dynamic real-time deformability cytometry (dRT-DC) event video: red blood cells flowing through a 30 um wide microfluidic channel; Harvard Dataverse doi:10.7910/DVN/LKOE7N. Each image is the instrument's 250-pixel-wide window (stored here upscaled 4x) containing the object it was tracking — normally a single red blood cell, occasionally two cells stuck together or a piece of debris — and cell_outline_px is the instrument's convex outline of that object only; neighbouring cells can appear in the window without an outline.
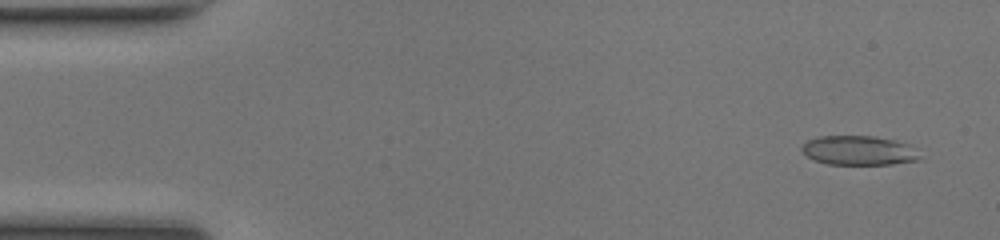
{"species": "common noctule bat (a hibernating species)", "species_latin": "Nyctalus noctula", "temperature_condition": "room temperature", "stored_images_in_passage": 49, "camera_frame_rate_fps": 3000, "um_per_image_px": 0.085, "animal": {"sex": "female", "body_mass_g": 17.0, "forearm_length_mm": 48.0}, "frame": {"image": 1, "passage_image": 3, "time_ms": 0.667, "image_size_px": [1000, 240], "cell_outline_px": [[924, 160], [892, 164], [828, 164], [816, 160], [808, 156], [800, 148], [808, 140], [820, 136], [872, 136], [892, 140], [908, 144]], "centroid_in_image_um": [73.02, 12.79], "position_along_channel_um": 12.0, "area_um2": 19.94}}
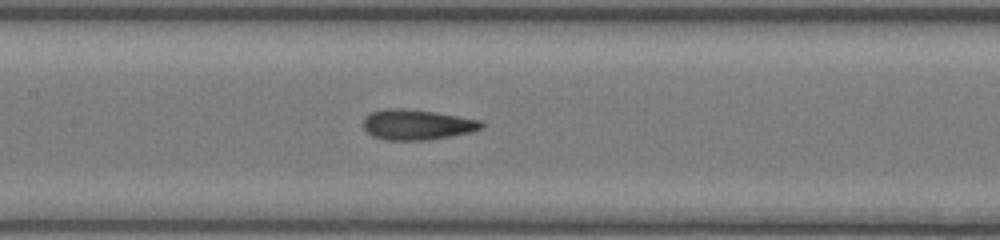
{"frame": {"image": 2, "passage_image": 23, "time_ms": 7.333, "image_size_px": [1000, 240], "cell_outline_px": [[484, 128], [472, 132], [428, 140], [384, 140], [372, 136], [364, 128], [364, 116], [372, 112], [384, 108], [400, 108], [432, 112], [480, 120], [484, 124]], "centroid_in_image_um": [35.43, 10.6], "position_along_channel_um": 172.0, "area_um2": 20.81}}
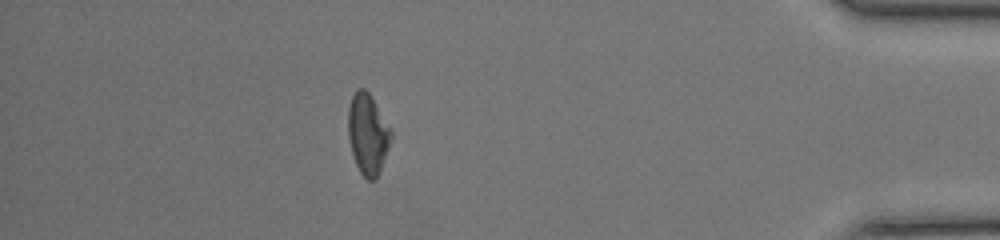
{"frame": {"image": 3, "passage_image": 43, "time_ms": 14.0, "image_size_px": [1000, 240], "cell_outline_px": [[392, 136], [380, 172], [376, 180], [368, 180], [360, 172], [356, 164], [352, 152], [348, 136], [348, 108], [352, 96], [356, 88], [364, 88], [368, 92], [392, 132]], "centroid_in_image_um": [31.24, 11.41], "position_along_channel_um": 404.0, "area_um2": 19.88}, "authors_computed_cell_mechanics": {"area_um2": 20.6346, "velocity_mm_per_s": 4.2452, "shape_relaxation_time_tau1_ms": null, "shape_relaxation_time_tau2_ms": 1.3729, "deformation_change_tau1": null, "deformation_change_tau2": 0.0861}}